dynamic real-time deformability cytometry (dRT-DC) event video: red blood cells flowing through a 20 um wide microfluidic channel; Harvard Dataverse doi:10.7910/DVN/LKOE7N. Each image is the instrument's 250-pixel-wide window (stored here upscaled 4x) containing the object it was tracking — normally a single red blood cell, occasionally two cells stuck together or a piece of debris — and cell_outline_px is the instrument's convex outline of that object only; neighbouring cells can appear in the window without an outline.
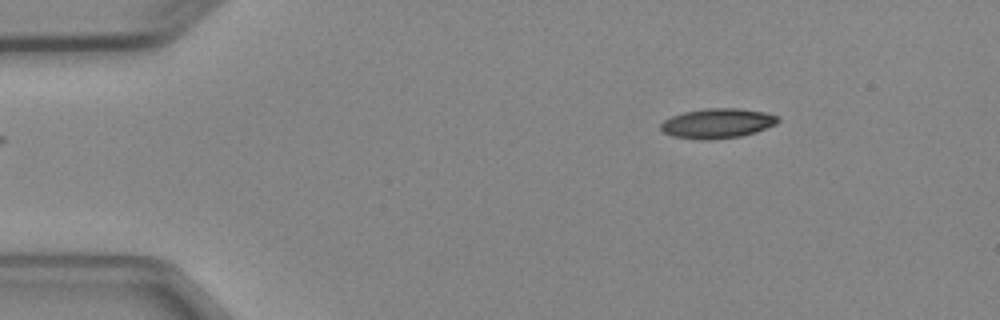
{"species": "Egyptian fruit bat (a non-hibernating species)", "species_latin": "Rousettus aegyptiacus", "temperature_condition": "cold", "stored_images_in_passage": 3, "camera_frame_rate_fps": 3000, "um_per_image_px": 0.085, "animal": {"sex": "female"}, "frame": {"image": 1, "passage_image": 1, "time_ms": 0.0, "image_size_px": [1000, 320], "cell_outline_px": [[780, 120], [776, 124], [756, 132], [740, 136], [708, 140], [700, 140], [672, 136], [664, 132], [660, 128], [660, 124], [664, 120], [672, 116], [684, 112], [708, 108], [740, 108], [764, 112], [776, 116]], "centroid_in_image_um": [60.97, 10.48], "position_along_channel_um": 24.0, "area_um2": 20.29}}